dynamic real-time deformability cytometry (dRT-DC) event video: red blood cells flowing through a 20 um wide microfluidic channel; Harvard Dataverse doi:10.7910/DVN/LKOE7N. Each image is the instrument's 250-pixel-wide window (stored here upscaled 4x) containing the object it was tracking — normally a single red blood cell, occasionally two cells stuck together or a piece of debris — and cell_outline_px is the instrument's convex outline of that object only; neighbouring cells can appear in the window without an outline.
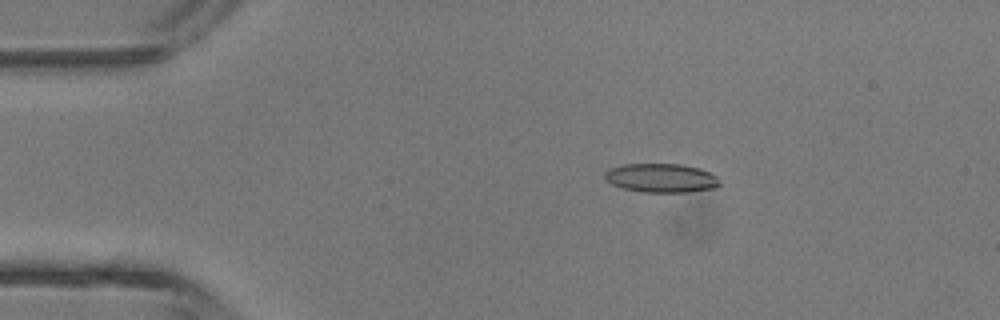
{"species": "common noctule bat (a hibernating species)", "species_latin": "Nyctalus noctula", "temperature_condition": "room temperature", "stored_images_in_passage": 4, "camera_frame_rate_fps": 3000, "um_per_image_px": 0.085, "animal": {"sex": "male", "body_mass_g": 13.3}, "frame": {"image": 1, "passage_image": 2, "time_ms": 2.0, "image_size_px": [1000, 320], "cell_outline_px": [[720, 184], [716, 188], [688, 192], [644, 192], [624, 188], [612, 184], [604, 180], [604, 172], [608, 168], [624, 164], [680, 164], [700, 168], [716, 176]], "centroid_in_image_um": [56.17, 15.12], "position_along_channel_um": 28.8, "area_um2": 19.42}}